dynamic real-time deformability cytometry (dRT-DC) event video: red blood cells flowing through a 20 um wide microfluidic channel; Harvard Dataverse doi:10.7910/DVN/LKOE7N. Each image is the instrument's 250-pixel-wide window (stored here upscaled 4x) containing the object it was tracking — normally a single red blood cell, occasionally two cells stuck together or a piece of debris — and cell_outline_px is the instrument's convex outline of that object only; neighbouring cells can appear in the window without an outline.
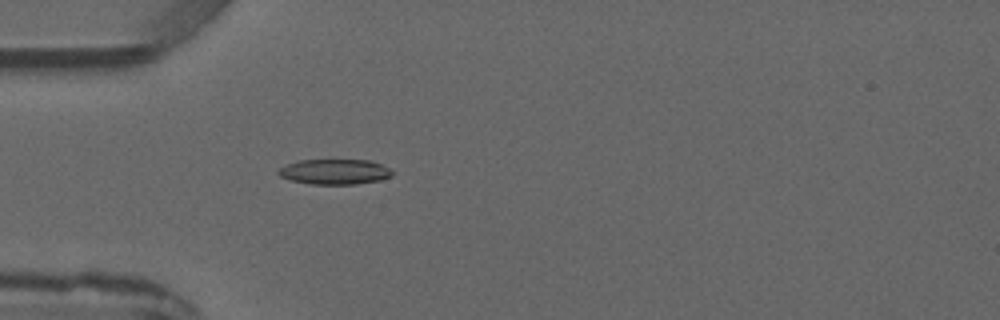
{"species": "common noctule bat (a hibernating species)", "species_latin": "Nyctalus noctula", "temperature_condition": "warm", "stored_images_in_passage": 2, "camera_frame_rate_fps": 3000, "um_per_image_px": 0.085, "animal": {"sex": "male", "forearm_length_mm": 52.5}, "frame": {"image": 1, "passage_image": 2, "time_ms": 1.0, "image_size_px": [1000, 320], "cell_outline_px": [[392, 176], [380, 180], [356, 184], [312, 184], [292, 180], [280, 176], [276, 172], [280, 168], [288, 164], [300, 160], [372, 160], [388, 168], [392, 172]], "centroid_in_image_um": [28.46, 14.6], "position_along_channel_um": 56.5, "area_um2": 16.59}}